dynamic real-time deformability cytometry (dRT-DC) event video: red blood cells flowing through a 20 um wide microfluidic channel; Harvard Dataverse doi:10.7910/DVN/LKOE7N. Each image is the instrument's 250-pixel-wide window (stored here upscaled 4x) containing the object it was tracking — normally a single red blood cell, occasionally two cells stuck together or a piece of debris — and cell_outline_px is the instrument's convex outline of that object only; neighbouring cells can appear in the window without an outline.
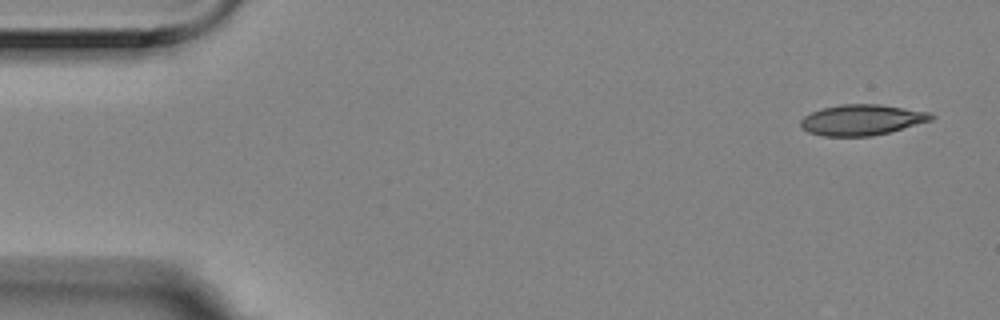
{"species": "Egyptian fruit bat (a non-hibernating species)", "species_latin": "Rousettus aegyptiacus", "temperature_condition": "room temperature", "stored_images_in_passage": 3, "camera_frame_rate_fps": 3000, "um_per_image_px": 0.085, "animal": {"sex": "female"}, "frame": {"image": 1, "passage_image": 1, "time_ms": 0.0, "image_size_px": [1000, 320], "cell_outline_px": [[936, 116], [932, 120], [888, 132], [872, 136], [824, 136], [808, 132], [800, 124], [800, 120], [804, 116], [812, 112], [824, 108], [840, 104], [880, 104], [932, 112]], "centroid_in_image_um": [73.29, 10.18], "position_along_channel_um": 11.7, "area_um2": 23.29}}